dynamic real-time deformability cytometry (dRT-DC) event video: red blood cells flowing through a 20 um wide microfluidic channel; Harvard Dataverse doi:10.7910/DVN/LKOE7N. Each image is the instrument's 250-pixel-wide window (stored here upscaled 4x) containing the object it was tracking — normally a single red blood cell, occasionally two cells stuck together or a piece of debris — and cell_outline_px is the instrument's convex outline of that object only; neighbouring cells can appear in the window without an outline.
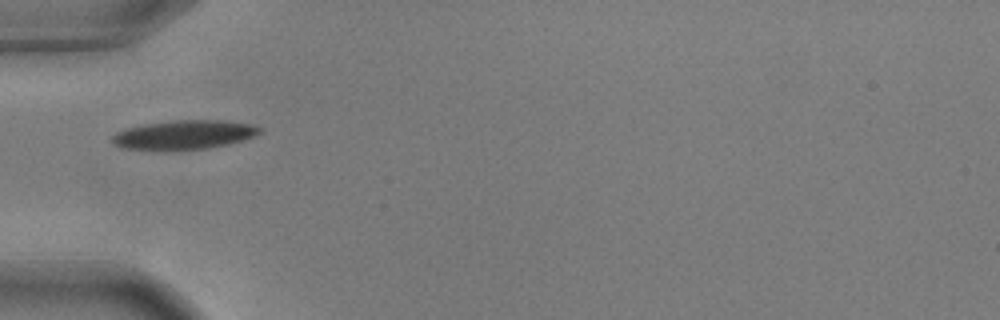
{"species": "common noctule bat (a hibernating species)", "species_latin": "Nyctalus noctula", "temperature_condition": "warm", "stored_images_in_passage": 38, "camera_frame_rate_fps": 3000, "um_per_image_px": 0.085, "animal": {"sex": "male", "body_mass_g": 17.9, "forearm_length_mm": 54.2}, "frame": {"image": 1, "passage_image": 1, "time_ms": 0.0, "image_size_px": [1000, 320], "cell_outline_px": [[260, 132], [252, 136], [228, 144], [208, 148], [164, 152], [120, 148], [112, 144], [112, 136], [116, 132], [128, 128], [144, 124], [172, 120], [224, 120], [248, 124], [260, 128]], "centroid_in_image_um": [15.52, 11.49], "position_along_channel_um": 69.5, "area_um2": 25.37}}
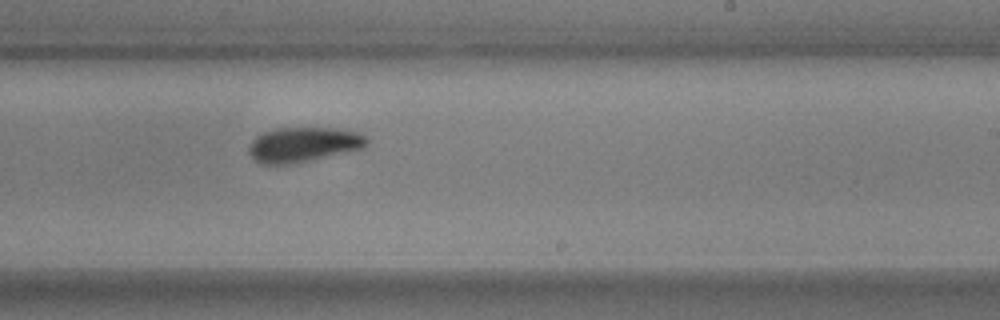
{"frame": {"image": 2, "passage_image": 17, "time_ms": 5.333, "image_size_px": [1000, 320], "cell_outline_px": [[368, 144], [364, 148], [308, 160], [288, 164], [260, 164], [248, 152], [248, 148], [252, 140], [256, 136], [264, 132], [276, 128], [340, 128], [356, 132], [364, 136], [368, 140]], "centroid_in_image_um": [25.77, 12.27], "position_along_channel_um": 263.2, "area_um2": 23.7}}
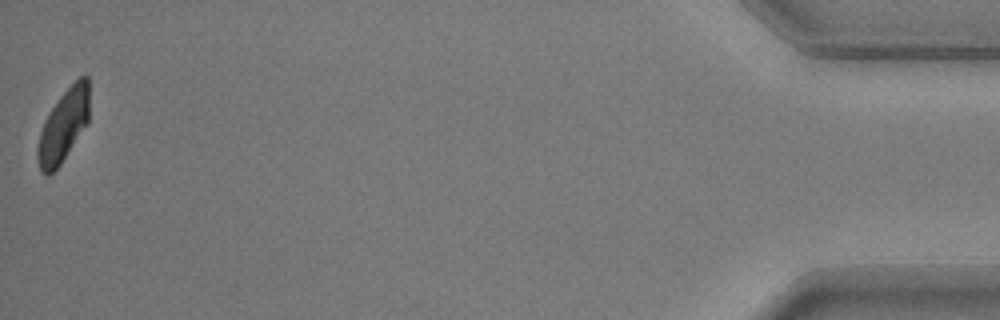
{"frame": {"image": 3, "passage_image": 38, "time_ms": 12.333, "image_size_px": [1000, 320], "cell_outline_px": [[88, 124], [60, 164], [48, 176], [40, 172], [36, 156], [36, 148], [40, 132], [44, 120], [60, 96], [80, 76], [88, 76]], "centroid_in_image_um": [5.37, 10.72], "position_along_channel_um": 429.8, "area_um2": 21.68}, "authors_computed_cell_mechanics": {"area_um2": 24.0737, "velocity_mm_per_s": 3.6406, "shape_relaxation_time_tau1_ms": 2.4281, "shape_relaxation_time_tau2_ms": 3.651, "deformation_change_tau1": 0.1168, "deformation_change_tau2": 0.074}}